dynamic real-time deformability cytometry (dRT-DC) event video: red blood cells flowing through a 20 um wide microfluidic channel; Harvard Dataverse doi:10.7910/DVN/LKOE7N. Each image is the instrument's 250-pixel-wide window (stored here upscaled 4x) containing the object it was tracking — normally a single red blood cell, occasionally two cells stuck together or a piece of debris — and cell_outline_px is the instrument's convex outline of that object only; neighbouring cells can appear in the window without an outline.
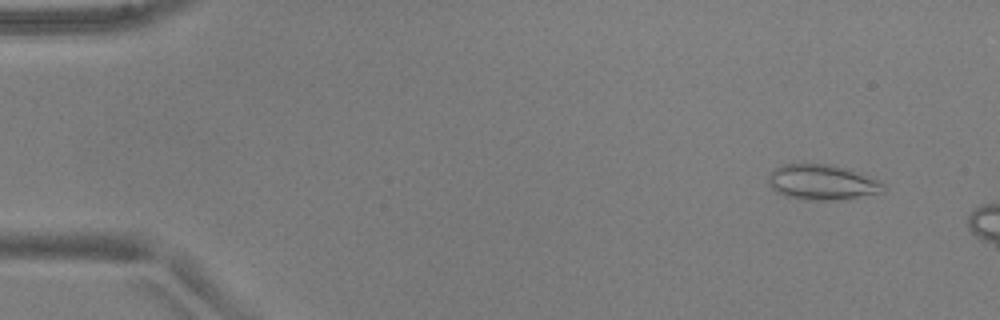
{"species": "common noctule bat (a hibernating species)", "species_latin": "Nyctalus noctula", "temperature_condition": "warm", "stored_images_in_passage": 8, "camera_frame_rate_fps": 3000, "um_per_image_px": 0.085, "animal": {"sex": "male", "body_mass_g": 17.9, "forearm_length_mm": 54.2}, "frame": {"image": 1, "passage_image": 4, "time_ms": 1.0, "image_size_px": [1000, 320], "cell_outline_px": [[884, 192], [848, 200], [804, 200], [784, 196], [776, 192], [768, 184], [768, 176], [772, 168], [780, 164], [828, 164], [852, 168], [884, 184]], "centroid_in_image_um": [69.87, 15.5], "position_along_channel_um": 15.1, "area_um2": 24.33}}